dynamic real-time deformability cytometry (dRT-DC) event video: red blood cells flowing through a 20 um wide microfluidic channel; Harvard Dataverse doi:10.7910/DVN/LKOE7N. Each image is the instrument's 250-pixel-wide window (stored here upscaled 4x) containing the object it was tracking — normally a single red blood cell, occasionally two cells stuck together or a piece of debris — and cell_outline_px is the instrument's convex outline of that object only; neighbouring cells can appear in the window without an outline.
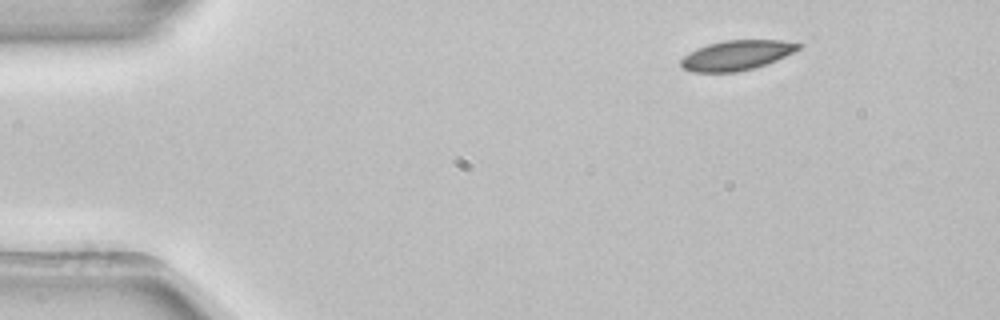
{"species": "common noctule bat (a hibernating species)", "species_latin": "Nyctalus noctula", "temperature_condition": "room temperature", "stored_images_in_passage": 47, "camera_frame_rate_fps": 3000, "um_per_image_px": 0.085, "animal": {"sex": "female", "body_mass_g": 22.7, "forearm_length_mm": 54.2}, "frame": {"image": 1, "passage_image": 1, "time_ms": 0.0, "image_size_px": [1000, 320], "cell_outline_px": [[804, 44], [800, 48], [776, 60], [752, 68], [736, 72], [692, 72], [684, 68], [680, 64], [680, 60], [688, 52], [696, 48], [708, 44], [724, 40], [780, 40]], "centroid_in_image_um": [62.57, 4.69], "position_along_channel_um": 22.4, "area_um2": 20.29}}
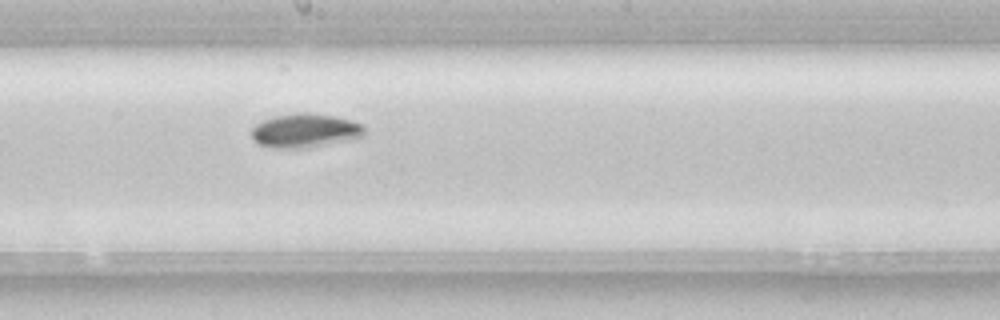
{"frame": {"image": 2, "passage_image": 23, "time_ms": 7.333, "image_size_px": [1000, 320], "cell_outline_px": [[368, 132], [364, 136], [312, 148], [272, 148], [260, 144], [252, 140], [252, 128], [256, 124], [264, 120], [276, 116], [296, 112], [308, 112], [336, 116], [360, 124]], "centroid_in_image_um": [25.93, 11.11], "position_along_channel_um": 222.3, "area_um2": 22.48}}
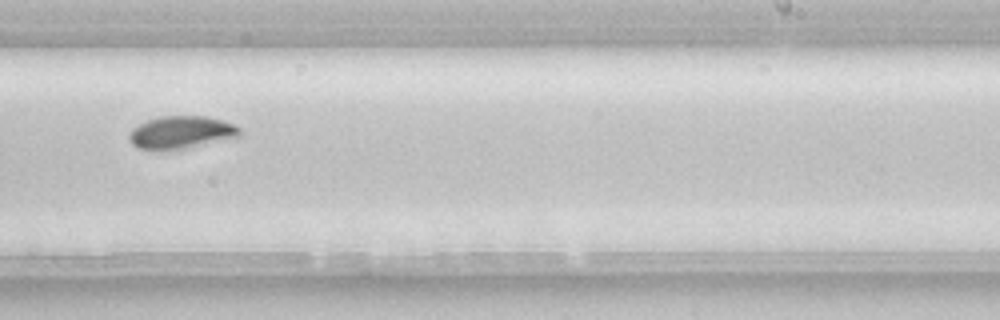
{"frame": {"image": 3, "passage_image": 27, "time_ms": 8.667, "image_size_px": [1000, 320], "cell_outline_px": [[240, 136], [184, 148], [140, 148], [132, 144], [128, 140], [128, 136], [132, 128], [148, 120], [160, 116], [204, 116], [236, 124], [240, 128]], "centroid_in_image_um": [15.4, 11.22], "position_along_channel_um": 273.6, "area_um2": 20.4}, "authors_computed_cell_mechanics": {"area_um2": 20.9814, "velocity_mm_per_s": 3.8776, "shape_relaxation_time_tau1_ms": 2.6119, "shape_relaxation_time_tau2_ms": null, "deformation_change_tau1": 0.0874, "deformation_change_tau2": null}}